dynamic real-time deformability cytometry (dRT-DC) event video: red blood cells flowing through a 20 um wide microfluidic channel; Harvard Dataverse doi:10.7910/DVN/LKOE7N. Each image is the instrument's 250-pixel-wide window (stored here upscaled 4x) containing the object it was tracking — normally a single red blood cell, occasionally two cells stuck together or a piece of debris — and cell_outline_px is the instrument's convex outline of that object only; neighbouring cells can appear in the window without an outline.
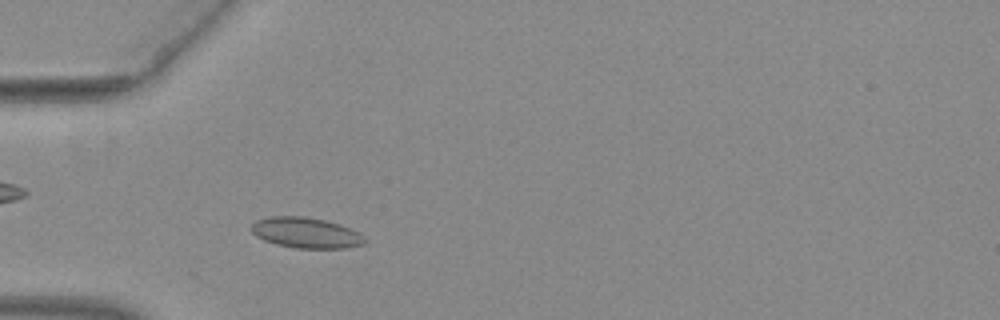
{"species": "common noctule bat (a hibernating species)", "species_latin": "Nyctalus noctula", "temperature_condition": "warm", "stored_images_in_passage": 41, "camera_frame_rate_fps": 3000, "um_per_image_px": 0.085, "animal": {"sex": "female", "body_mass_g": 29.2, "forearm_length_mm": 56.3}, "frame": {"image": 1, "passage_image": 5, "time_ms": 1.333, "image_size_px": [1000, 320], "cell_outline_px": [[368, 240], [364, 244], [344, 248], [296, 248], [276, 244], [264, 240], [256, 236], [248, 228], [256, 220], [272, 216], [304, 216], [324, 220], [340, 224], [364, 236]], "centroid_in_image_um": [25.98, 19.78], "position_along_channel_um": 59.0, "area_um2": 20.23}}
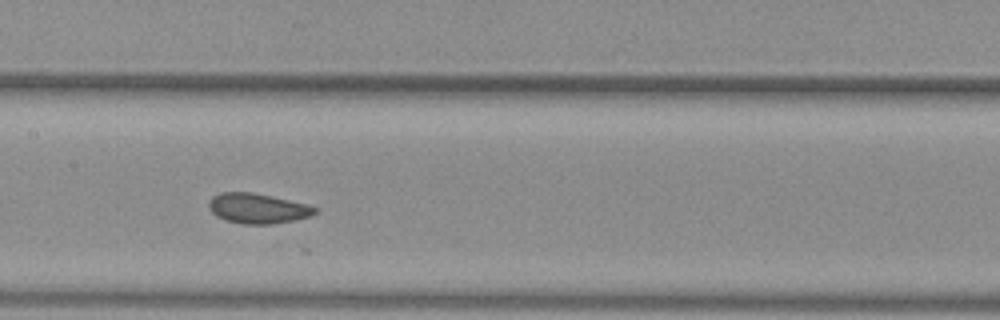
{"frame": {"image": 2, "passage_image": 15, "time_ms": 4.667, "image_size_px": [1000, 320], "cell_outline_px": [[316, 212], [308, 216], [292, 220], [272, 224], [244, 224], [224, 220], [216, 216], [208, 208], [208, 204], [212, 196], [220, 192], [252, 192], [272, 196], [308, 204], [316, 208]], "centroid_in_image_um": [21.85, 17.7], "position_along_channel_um": 185.6, "area_um2": 18.55}}
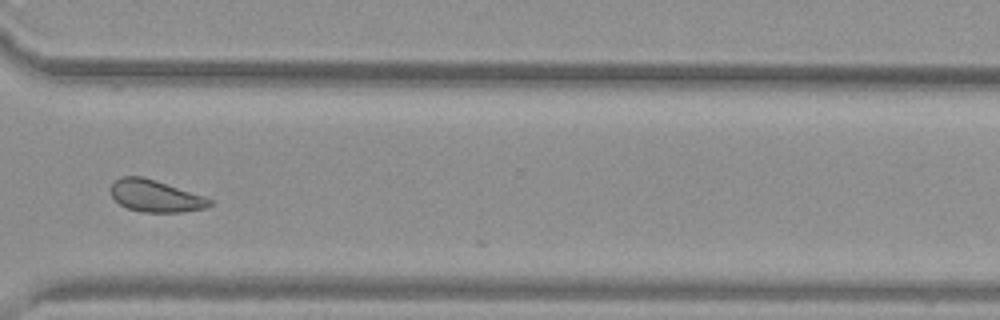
{"frame": {"image": 3, "passage_image": 28, "time_ms": 9.0, "image_size_px": [1000, 320], "cell_outline_px": [[212, 204], [204, 208], [180, 212], [140, 212], [128, 208], [120, 204], [112, 196], [112, 184], [120, 176], [144, 176], [204, 196], [212, 200]], "centroid_in_image_um": [13.21, 16.65], "position_along_channel_um": 357.4, "area_um2": 18.26}}